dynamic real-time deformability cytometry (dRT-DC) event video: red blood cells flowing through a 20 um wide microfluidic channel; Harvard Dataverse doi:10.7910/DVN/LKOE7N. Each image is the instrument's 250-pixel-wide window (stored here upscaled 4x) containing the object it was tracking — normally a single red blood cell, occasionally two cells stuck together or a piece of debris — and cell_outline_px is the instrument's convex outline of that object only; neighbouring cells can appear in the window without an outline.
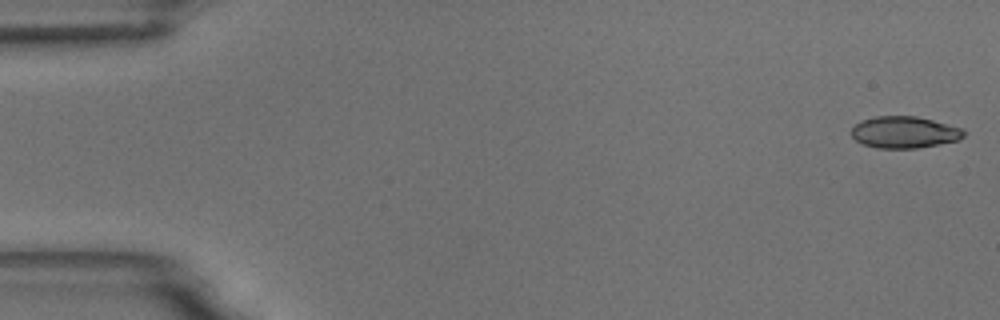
{"species": "common noctule bat (a hibernating species)", "species_latin": "Nyctalus noctula", "temperature_condition": "room temperature", "stored_images_in_passage": 5, "camera_frame_rate_fps": 3000, "um_per_image_px": 0.085, "animal": {"sex": "male", "body_mass_g": 18.8}, "frame": {"image": 1, "passage_image": 1, "time_ms": 0.0, "image_size_px": [1000, 320], "cell_outline_px": [[964, 136], [956, 140], [916, 148], [876, 148], [864, 144], [856, 140], [852, 136], [852, 128], [860, 120], [876, 116], [916, 116], [964, 128]], "centroid_in_image_um": [76.85, 11.23], "position_along_channel_um": 8.2, "area_um2": 20.58}}
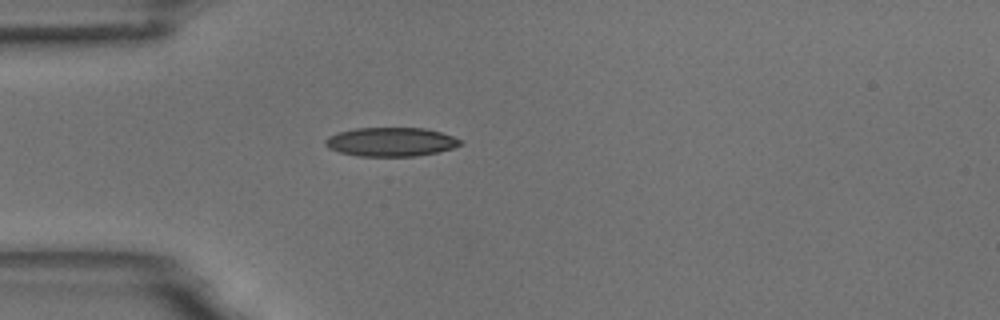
{"frame": {"image": 2, "passage_image": 5, "time_ms": 4.667, "image_size_px": [1000, 320], "cell_outline_px": [[464, 144], [452, 148], [436, 152], [416, 156], [360, 156], [340, 152], [328, 148], [324, 144], [324, 140], [328, 136], [340, 132], [356, 128], [424, 128], [440, 132], [452, 136], [460, 140]], "centroid_in_image_um": [33.21, 12.06], "position_along_channel_um": 51.8, "area_um2": 22.6}}